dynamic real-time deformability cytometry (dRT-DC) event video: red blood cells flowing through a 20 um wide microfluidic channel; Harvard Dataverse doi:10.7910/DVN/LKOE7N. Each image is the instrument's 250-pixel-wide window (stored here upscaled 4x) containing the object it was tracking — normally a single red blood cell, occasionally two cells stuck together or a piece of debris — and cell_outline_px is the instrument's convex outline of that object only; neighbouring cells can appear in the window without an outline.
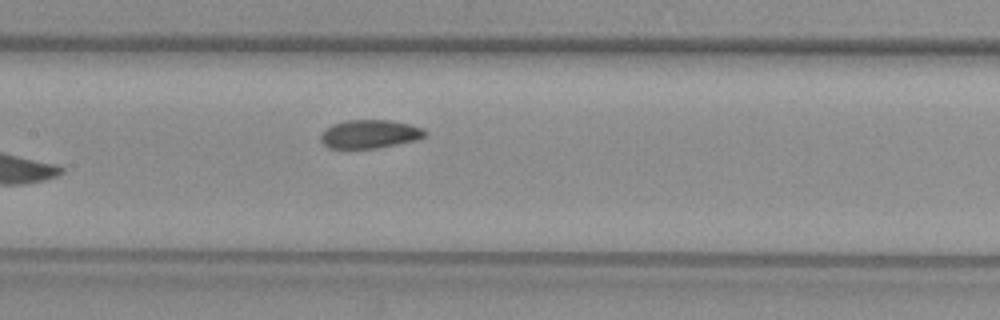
{"species": "common noctule bat (a hibernating species)", "species_latin": "Nyctalus noctula", "temperature_condition": "warm", "stored_images_in_passage": 7, "segment_of_instrument_passage": [1, 2], "camera_frame_rate_fps": 3000, "um_per_image_px": 0.085, "animal": {"sex": "female", "body_mass_g": 29.2, "forearm_length_mm": 56.3}, "frame": {"image": 1, "passage_image": 6, "time_ms": 7.0, "image_size_px": [1000, 320], "cell_outline_px": [[428, 132], [424, 136], [416, 140], [376, 148], [328, 148], [320, 140], [320, 136], [332, 124], [348, 120], [392, 120], [424, 128]], "centroid_in_image_um": [31.45, 11.39], "position_along_channel_um": 176.0, "area_um2": 17.17}}